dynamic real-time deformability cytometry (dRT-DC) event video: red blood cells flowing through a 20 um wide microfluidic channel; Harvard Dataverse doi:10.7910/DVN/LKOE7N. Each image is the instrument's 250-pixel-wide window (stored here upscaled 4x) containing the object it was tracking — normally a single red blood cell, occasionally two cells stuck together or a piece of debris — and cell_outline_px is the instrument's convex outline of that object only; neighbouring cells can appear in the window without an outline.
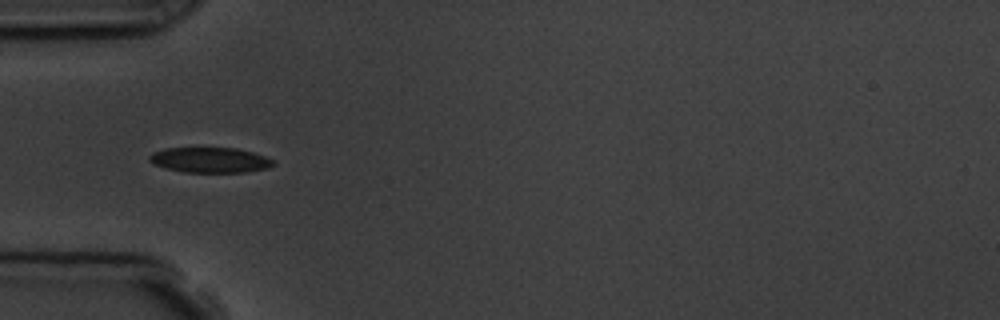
{"species": "common noctule bat (a hibernating species)", "species_latin": "Nyctalus noctula", "temperature_condition": "room temperature", "stored_images_in_passage": 7, "camera_frame_rate_fps": 3000, "um_per_image_px": 0.085, "animal": {"sex": "male", "body_mass_g": 19.5, "forearm_length_mm": 54.6}, "frame": {"image": 1, "passage_image": 6, "time_ms": 5.667, "image_size_px": [1000, 320], "cell_outline_px": [[276, 164], [268, 168], [244, 172], [184, 172], [164, 168], [152, 164], [148, 160], [148, 156], [152, 152], [164, 148], [236, 148], [252, 152], [264, 156], [272, 160]], "centroid_in_image_um": [17.79, 13.6], "position_along_channel_um": 67.2, "area_um2": 18.32}}